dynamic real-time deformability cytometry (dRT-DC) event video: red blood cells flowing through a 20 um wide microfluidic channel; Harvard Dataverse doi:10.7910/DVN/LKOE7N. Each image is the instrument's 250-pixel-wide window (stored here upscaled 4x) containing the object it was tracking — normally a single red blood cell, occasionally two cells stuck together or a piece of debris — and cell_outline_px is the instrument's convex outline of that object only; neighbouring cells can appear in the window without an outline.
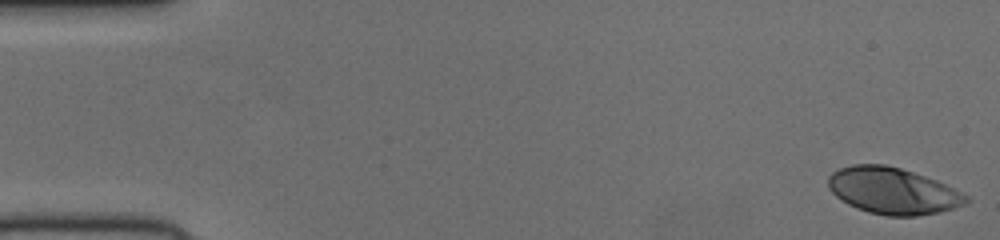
{"species": "human", "species_latin": "Homo sapiens", "temperature_condition": "cold", "stored_images_in_passage": 50, "camera_frame_rate_fps": 3000, "um_per_image_px": 0.085, "donor": {"sex": "female"}, "frame": {"image": 1, "passage_image": 1, "time_ms": 0.0, "image_size_px": [1000, 240], "cell_outline_px": [[972, 200], [964, 204], [940, 212], [916, 216], [888, 216], [868, 212], [856, 208], [848, 204], [836, 196], [828, 188], [828, 176], [832, 172], [840, 168], [852, 164], [884, 164], [900, 168], [936, 180], [968, 196]], "centroid_in_image_um": [75.86, 16.22], "position_along_channel_um": 9.1, "area_um2": 37.22}}
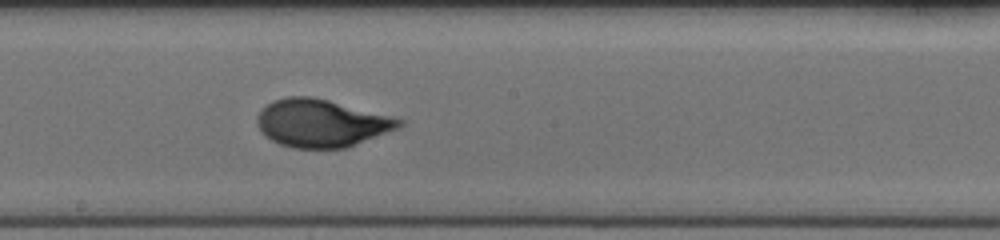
{"frame": {"image": 2, "passage_image": 28, "time_ms": 9.0, "image_size_px": [1000, 240], "cell_outline_px": [[404, 124], [400, 128], [344, 148], [292, 148], [280, 144], [272, 140], [260, 132], [256, 124], [256, 116], [272, 100], [288, 96], [312, 96], [392, 116], [404, 120]], "centroid_in_image_um": [27.31, 10.46], "position_along_channel_um": 220.9, "area_um2": 39.48}}
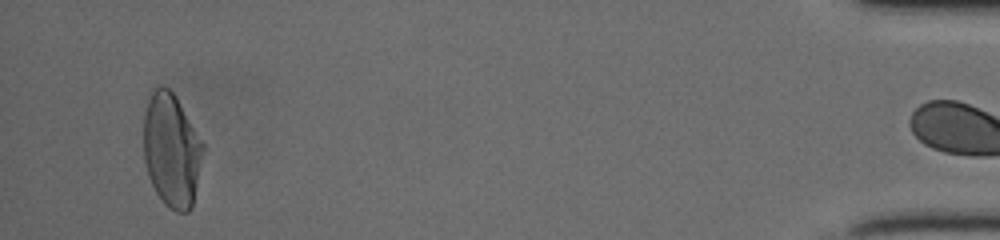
{"frame": {"image": 3, "passage_image": 49, "time_ms": 16.0, "image_size_px": [1000, 240], "cell_outline_px": [[204, 148], [192, 208], [188, 212], [176, 212], [164, 204], [156, 192], [148, 176], [144, 160], [144, 116], [148, 100], [152, 92], [160, 84], [168, 88], [176, 96], [204, 144]], "centroid_in_image_um": [14.58, 12.78], "position_along_channel_um": 420.6, "area_um2": 39.3}}